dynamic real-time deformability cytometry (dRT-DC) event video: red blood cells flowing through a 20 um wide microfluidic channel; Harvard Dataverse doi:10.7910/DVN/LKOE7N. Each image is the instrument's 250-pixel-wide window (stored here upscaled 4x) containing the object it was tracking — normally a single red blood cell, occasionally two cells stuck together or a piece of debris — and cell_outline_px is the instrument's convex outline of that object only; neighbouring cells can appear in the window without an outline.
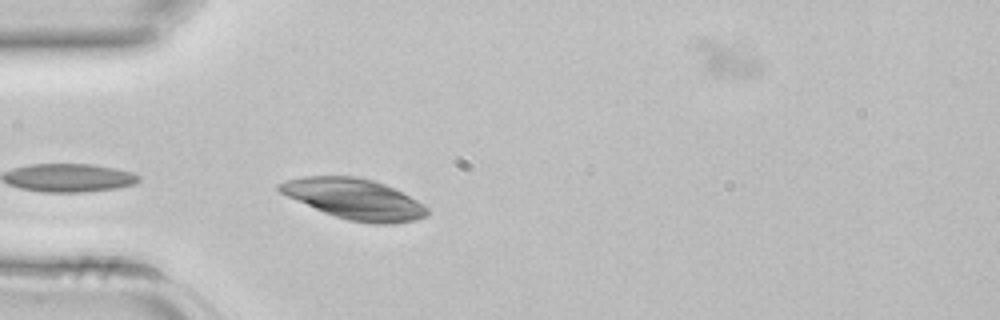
{"species": "common noctule bat (a hibernating species)", "species_latin": "Nyctalus noctula", "temperature_condition": "room temperature", "stored_images_in_passage": 14, "camera_frame_rate_fps": 3000, "um_per_image_px": 0.085, "animal": {"sex": "female", "body_mass_g": 22.7, "forearm_length_mm": 54.2}, "frame": {"image": 1, "passage_image": 7, "time_ms": 2.0, "image_size_px": [1000, 320], "cell_outline_px": [[428, 216], [416, 220], [392, 224], [376, 224], [348, 220], [324, 212], [288, 196], [280, 192], [276, 188], [276, 184], [288, 180], [304, 176], [356, 176], [372, 180], [384, 184], [424, 204], [428, 208]], "centroid_in_image_um": [30.14, 16.92], "position_along_channel_um": 54.9, "area_um2": 34.56}}